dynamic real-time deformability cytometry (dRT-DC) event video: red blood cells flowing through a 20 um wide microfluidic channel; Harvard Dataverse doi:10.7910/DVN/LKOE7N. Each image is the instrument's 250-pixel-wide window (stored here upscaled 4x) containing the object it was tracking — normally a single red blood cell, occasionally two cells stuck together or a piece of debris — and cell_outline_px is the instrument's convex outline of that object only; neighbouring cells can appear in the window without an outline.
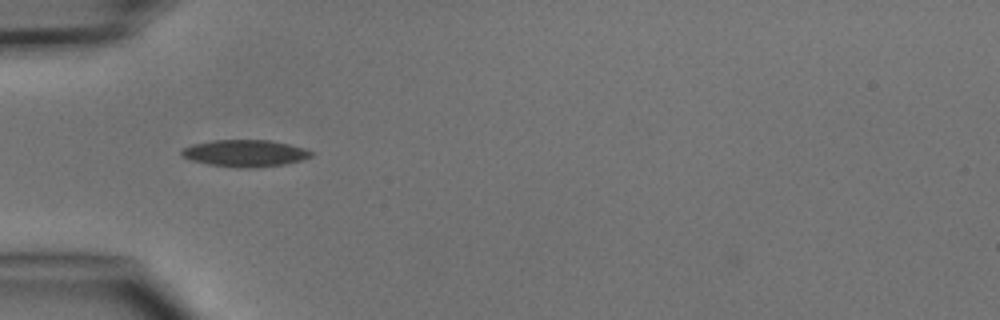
{"species": "common noctule bat (a hibernating species)", "species_latin": "Nyctalus noctula", "temperature_condition": "cold", "stored_images_in_passage": 5, "camera_frame_rate_fps": 3000, "um_per_image_px": 0.085, "animal": {"sex": "male", "body_mass_g": 15.6}, "frame": {"image": 1, "passage_image": 2, "time_ms": 1.0, "image_size_px": [1000, 320], "cell_outline_px": [[312, 156], [304, 160], [284, 164], [252, 168], [236, 168], [208, 164], [192, 160], [184, 156], [180, 152], [180, 148], [192, 144], [212, 140], [272, 140], [304, 148], [312, 152]], "centroid_in_image_um": [20.82, 13.02], "position_along_channel_um": 64.2, "area_um2": 20.4}}